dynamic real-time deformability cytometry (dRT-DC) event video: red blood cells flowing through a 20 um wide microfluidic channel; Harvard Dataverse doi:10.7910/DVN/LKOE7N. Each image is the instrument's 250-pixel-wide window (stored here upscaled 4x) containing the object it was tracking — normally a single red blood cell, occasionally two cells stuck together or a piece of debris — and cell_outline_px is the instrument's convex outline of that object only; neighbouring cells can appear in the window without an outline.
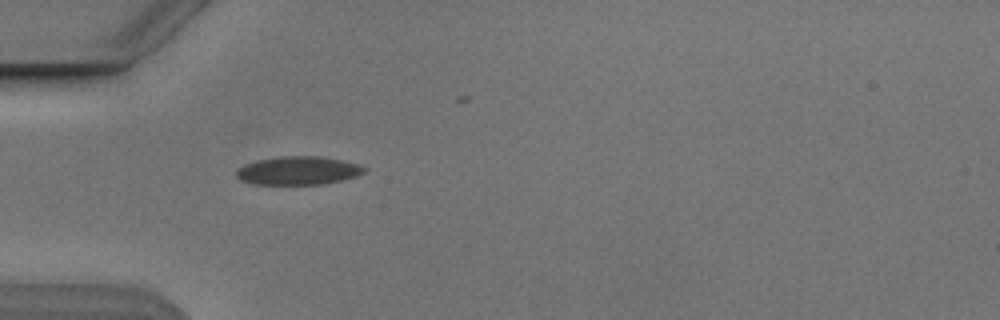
{"species": "Egyptian fruit bat (a non-hibernating species)", "species_latin": "Rousettus aegyptiacus", "temperature_condition": "cold", "stored_images_in_passage": 4, "camera_frame_rate_fps": 3000, "um_per_image_px": 0.085, "animal": {"sex": "male"}, "frame": {"image": 1, "passage_image": 4, "time_ms": 3.333, "image_size_px": [1000, 320], "cell_outline_px": [[364, 172], [356, 176], [324, 184], [252, 184], [240, 180], [236, 176], [236, 172], [244, 164], [256, 160], [280, 156], [316, 156], [340, 160], [356, 164], [364, 168]], "centroid_in_image_um": [25.27, 14.5], "position_along_channel_um": 59.7, "area_um2": 20.87}}